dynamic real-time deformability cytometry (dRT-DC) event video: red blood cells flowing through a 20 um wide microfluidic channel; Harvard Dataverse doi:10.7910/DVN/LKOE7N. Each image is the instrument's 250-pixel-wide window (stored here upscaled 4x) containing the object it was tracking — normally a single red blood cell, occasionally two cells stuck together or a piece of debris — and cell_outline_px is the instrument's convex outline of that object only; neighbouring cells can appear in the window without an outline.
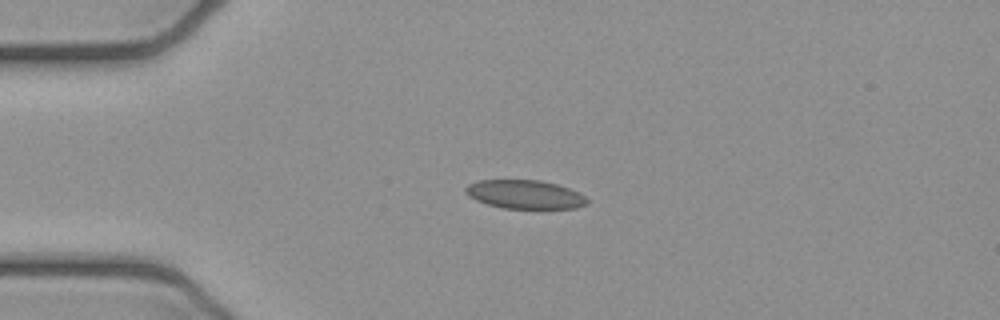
{"species": "common noctule bat (a hibernating species)", "species_latin": "Nyctalus noctula", "temperature_condition": "cold", "stored_images_in_passage": 5, "camera_frame_rate_fps": 3000, "um_per_image_px": 0.085, "animal": {"sex": "female", "body_mass_g": 21.9}, "frame": {"image": 1, "passage_image": 2, "time_ms": 0.333, "image_size_px": [1000, 320], "cell_outline_px": [[588, 204], [576, 208], [504, 208], [488, 204], [476, 200], [468, 196], [464, 192], [464, 188], [468, 184], [480, 180], [540, 180], [556, 184], [568, 188], [584, 196], [588, 200]], "centroid_in_image_um": [44.58, 16.52], "position_along_channel_um": 40.4, "area_um2": 20.17}}
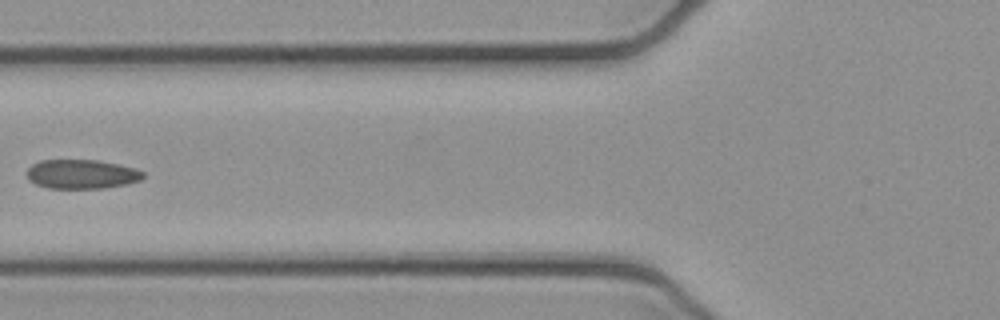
{"frame": {"image": 2, "passage_image": 4, "time_ms": 1.0, "image_size_px": [1000, 320], "cell_outline_px": [[144, 176], [140, 180], [124, 184], [104, 188], [48, 188], [36, 184], [28, 180], [24, 172], [32, 164], [40, 160], [96, 160], [136, 168], [144, 172]], "centroid_in_image_um": [6.88, 14.8], "position_along_channel_um": 118.9, "area_um2": 19.83}}
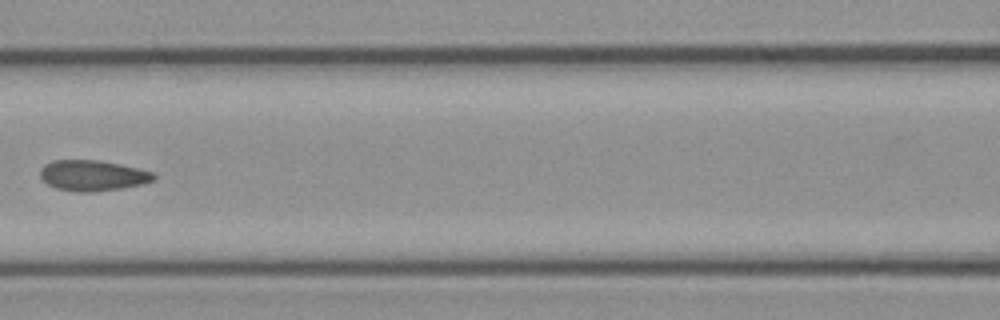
{"frame": {"image": 3, "passage_image": 5, "time_ms": 1.333, "image_size_px": [1000, 320], "cell_outline_px": [[156, 180], [144, 184], [124, 188], [96, 192], [76, 192], [56, 188], [48, 184], [40, 176], [40, 168], [44, 164], [52, 160], [100, 160], [120, 164], [152, 172], [156, 176]], "centroid_in_image_um": [7.89, 14.92], "position_along_channel_um": 158.7, "area_um2": 20.52}}